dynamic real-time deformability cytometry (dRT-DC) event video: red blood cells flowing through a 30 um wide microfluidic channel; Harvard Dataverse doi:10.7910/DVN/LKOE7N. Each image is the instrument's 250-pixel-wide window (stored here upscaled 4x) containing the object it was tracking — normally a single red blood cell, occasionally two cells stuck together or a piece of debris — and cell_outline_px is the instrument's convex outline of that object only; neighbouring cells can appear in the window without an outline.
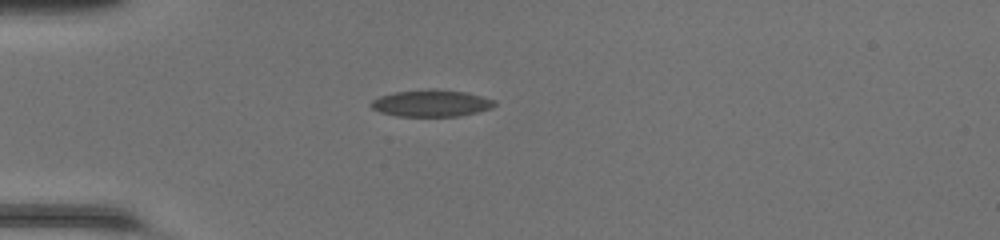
{"species": "common noctule bat (a hibernating species)", "species_latin": "Nyctalus noctula", "temperature_condition": "room temperature", "stored_images_in_passage": 36, "camera_frame_rate_fps": 3000, "um_per_image_px": 0.085, "animal": {"sex": "female", "body_mass_g": 20.0, "forearm_length_mm": 54.0}, "frame": {"image": 1, "passage_image": 1, "time_ms": 0.0, "image_size_px": [1000, 240], "cell_outline_px": [[496, 104], [492, 108], [460, 116], [396, 116], [380, 112], [372, 108], [368, 104], [372, 100], [380, 96], [396, 92], [428, 88], [436, 88], [468, 92], [484, 96], [496, 100]], "centroid_in_image_um": [36.68, 8.76], "position_along_channel_um": 48.3, "area_um2": 19.65}}
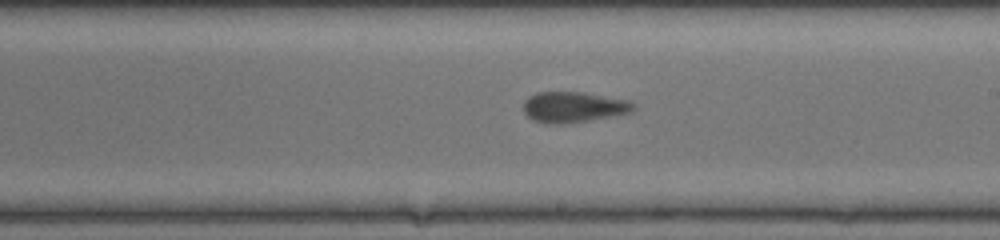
{"frame": {"image": 2, "passage_image": 16, "time_ms": 5.0, "image_size_px": [1000, 240], "cell_outline_px": [[636, 108], [632, 112], [588, 120], [560, 124], [544, 124], [532, 120], [524, 112], [524, 100], [528, 96], [536, 92], [584, 92], [628, 100], [636, 104]], "centroid_in_image_um": [48.73, 9.09], "position_along_channel_um": 240.3, "area_um2": 19.77}}
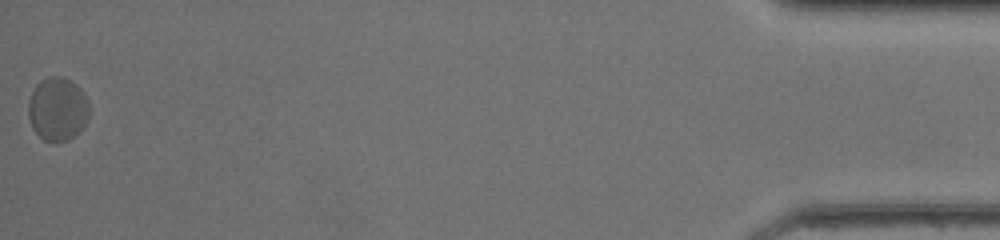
{"frame": {"image": 3, "passage_image": 36, "time_ms": 11.667, "image_size_px": [1000, 240], "cell_outline_px": [[88, 120], [84, 128], [80, 132], [68, 140], [56, 144], [44, 140], [32, 128], [28, 116], [28, 100], [36, 84], [40, 80], [48, 76], [60, 76], [76, 84], [80, 88], [88, 100]], "centroid_in_image_um": [4.89, 9.3], "position_along_channel_um": 430.3, "area_um2": 22.95}, "authors_computed_cell_mechanics": {"area_um2": 19.8832, "velocity_mm_per_s": 4.2489, "shape_relaxation_time_tau1_ms": 3.0219, "shape_relaxation_time_tau2_ms": 1.2497, "deformation_change_tau1": 0.1042, "deformation_change_tau2": 0.0797}}